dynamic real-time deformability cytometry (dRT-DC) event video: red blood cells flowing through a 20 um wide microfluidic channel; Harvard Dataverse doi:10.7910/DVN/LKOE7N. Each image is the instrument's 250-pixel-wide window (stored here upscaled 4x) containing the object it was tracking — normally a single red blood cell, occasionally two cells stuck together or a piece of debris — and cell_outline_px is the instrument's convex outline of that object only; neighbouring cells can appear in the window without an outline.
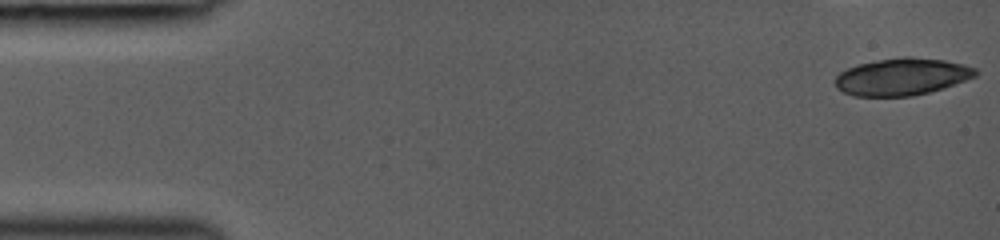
{"species": "common noctule bat (a hibernating species)", "species_latin": "Nyctalus noctula", "temperature_condition": "room temperature", "stored_images_in_passage": 8, "camera_frame_rate_fps": 3000, "um_per_image_px": 0.085, "animal": {"sex": "female", "body_mass_g": 19.0, "forearm_length_mm": 53.3}, "frame": {"image": 1, "passage_image": 1, "time_ms": 0.0, "image_size_px": [1000, 240], "cell_outline_px": [[980, 72], [976, 76], [944, 88], [912, 96], [856, 96], [844, 92], [836, 88], [836, 76], [840, 72], [848, 68], [860, 64], [880, 60], [904, 56], [908, 56], [944, 60], [964, 64], [976, 68]], "centroid_in_image_um": [76.7, 6.52], "position_along_channel_um": 8.3, "area_um2": 30.23}}